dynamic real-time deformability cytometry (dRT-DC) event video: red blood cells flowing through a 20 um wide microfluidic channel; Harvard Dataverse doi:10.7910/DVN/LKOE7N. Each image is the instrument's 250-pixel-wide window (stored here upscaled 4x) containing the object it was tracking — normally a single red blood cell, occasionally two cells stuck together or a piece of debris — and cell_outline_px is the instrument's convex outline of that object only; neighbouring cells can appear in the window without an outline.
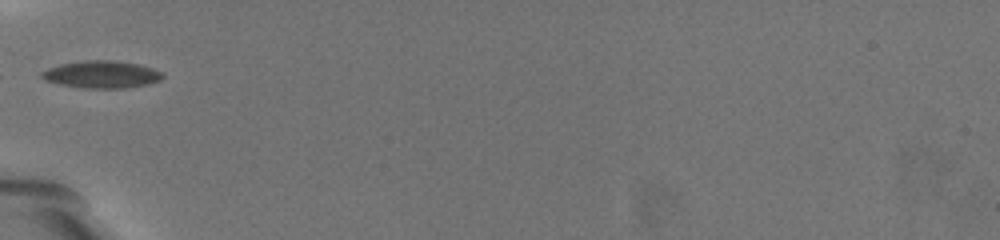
{"species": "common noctule bat (a hibernating species)", "species_latin": "Nyctalus noctula", "temperature_condition": "warm", "stored_images_in_passage": 6, "camera_frame_rate_fps": 3000, "um_per_image_px": 0.085, "animal": {"sex": "female", "body_mass_g": 19.5, "forearm_length_mm": 54.1}, "frame": {"image": 1, "passage_image": 1, "time_ms": 0.0, "image_size_px": [1000, 240], "cell_outline_px": [[164, 76], [160, 80], [148, 84], [124, 88], [84, 88], [56, 84], [44, 80], [40, 76], [40, 72], [48, 68], [60, 64], [84, 60], [116, 60], [136, 64], [152, 68], [160, 72]], "centroid_in_image_um": [8.58, 6.33], "position_along_channel_um": 76.4, "area_um2": 19.31}}